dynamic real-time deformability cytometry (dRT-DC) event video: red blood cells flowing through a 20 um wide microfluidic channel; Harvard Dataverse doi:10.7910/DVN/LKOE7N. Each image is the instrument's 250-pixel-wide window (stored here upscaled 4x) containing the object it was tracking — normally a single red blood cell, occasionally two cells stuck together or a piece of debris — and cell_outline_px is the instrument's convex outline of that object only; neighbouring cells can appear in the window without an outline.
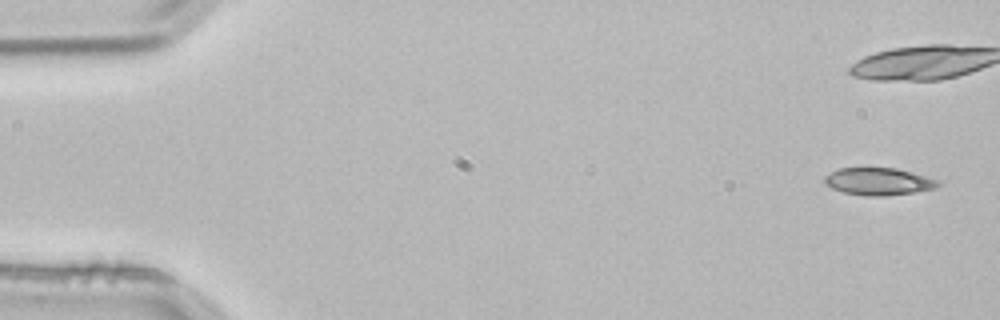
{"species": "common noctule bat (a hibernating species)", "species_latin": "Nyctalus noctula", "temperature_condition": "room temperature", "stored_images_in_passage": 5, "camera_frame_rate_fps": 3000, "um_per_image_px": 0.085, "animal": {"sex": "male", "body_mass_g": 21.5, "forearm_length_mm": 52.0}, "frame": {"image": 1, "passage_image": 1, "time_ms": 0.0, "image_size_px": [1000, 320], "cell_outline_px": [[940, 184], [936, 188], [912, 192], [884, 196], [864, 196], [844, 192], [832, 188], [824, 184], [824, 176], [840, 168], [896, 168], [940, 180]], "centroid_in_image_um": [74.67, 15.43], "position_along_channel_um": 10.3, "area_um2": 17.98}}